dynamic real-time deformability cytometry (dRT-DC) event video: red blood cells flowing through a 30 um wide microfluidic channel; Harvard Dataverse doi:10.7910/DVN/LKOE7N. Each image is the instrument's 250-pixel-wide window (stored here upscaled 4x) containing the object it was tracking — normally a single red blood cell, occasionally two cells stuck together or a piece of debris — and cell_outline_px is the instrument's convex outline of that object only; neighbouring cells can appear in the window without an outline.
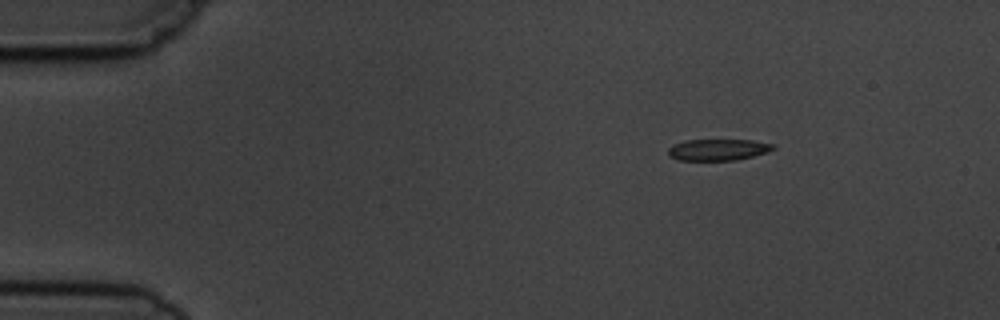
{"species": "common noctule bat (a hibernating species)", "species_latin": "Nyctalus noctula", "temperature_condition": "cold", "stored_images_in_passage": 3, "camera_frame_rate_fps": 3000, "um_per_image_px": 0.085, "animal": {"sex": "male", "body_mass_g": 19.5, "forearm_length_mm": 54.6}, "frame": {"image": 1, "passage_image": 1, "time_ms": 0.0, "image_size_px": [1000, 320], "cell_outline_px": [[776, 148], [768, 152], [736, 160], [680, 160], [668, 156], [668, 148], [672, 144], [688, 140], [752, 140], [776, 144]], "centroid_in_image_um": [61.05, 12.72], "position_along_channel_um": 24.0, "area_um2": 13.18}}